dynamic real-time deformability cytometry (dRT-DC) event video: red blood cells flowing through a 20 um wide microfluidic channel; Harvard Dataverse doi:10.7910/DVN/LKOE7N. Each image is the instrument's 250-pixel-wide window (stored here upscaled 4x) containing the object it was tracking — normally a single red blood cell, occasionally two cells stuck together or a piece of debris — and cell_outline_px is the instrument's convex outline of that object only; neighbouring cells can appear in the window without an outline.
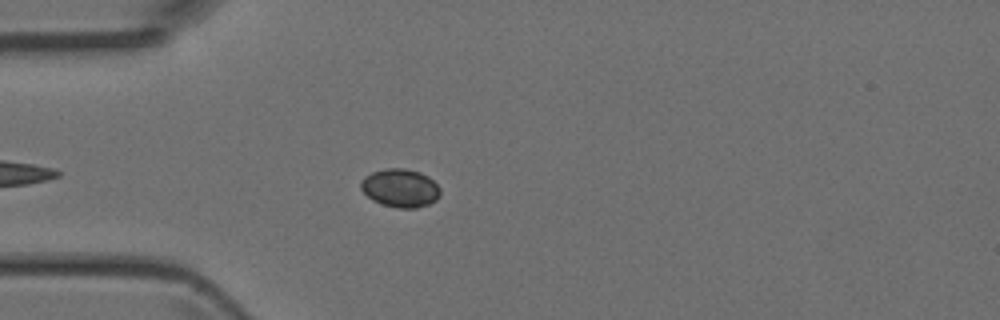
{"species": "Egyptian fruit bat (a non-hibernating species)", "species_latin": "Rousettus aegyptiacus", "temperature_condition": "room temperature", "stored_images_in_passage": 3, "camera_frame_rate_fps": 3000, "um_per_image_px": 0.085, "animal": {"sex": "female"}, "frame": {"image": 1, "passage_image": 3, "time_ms": 0.667, "image_size_px": [1000, 320], "cell_outline_px": [[440, 196], [436, 200], [428, 204], [416, 208], [396, 208], [372, 200], [360, 188], [360, 180], [364, 176], [372, 172], [384, 168], [404, 168], [420, 172], [428, 176], [440, 188]], "centroid_in_image_um": [34.01, 15.97], "position_along_channel_um": 51.0, "area_um2": 17.8}}